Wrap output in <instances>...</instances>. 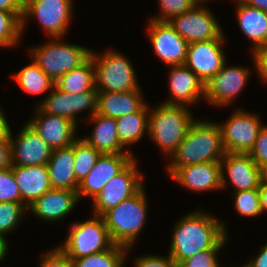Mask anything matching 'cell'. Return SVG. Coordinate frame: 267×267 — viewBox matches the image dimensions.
<instances>
[{"label": "cell", "instance_id": "3", "mask_svg": "<svg viewBox=\"0 0 267 267\" xmlns=\"http://www.w3.org/2000/svg\"><path fill=\"white\" fill-rule=\"evenodd\" d=\"M144 187L101 216L115 245L131 250L144 228L149 209Z\"/></svg>", "mask_w": 267, "mask_h": 267}, {"label": "cell", "instance_id": "14", "mask_svg": "<svg viewBox=\"0 0 267 267\" xmlns=\"http://www.w3.org/2000/svg\"><path fill=\"white\" fill-rule=\"evenodd\" d=\"M220 162L222 189H225L228 183L234 187V192L258 189L266 178V173L257 166L248 153L225 152Z\"/></svg>", "mask_w": 267, "mask_h": 267}, {"label": "cell", "instance_id": "12", "mask_svg": "<svg viewBox=\"0 0 267 267\" xmlns=\"http://www.w3.org/2000/svg\"><path fill=\"white\" fill-rule=\"evenodd\" d=\"M49 92L51 94L37 105L44 113L67 118L77 126L78 113L90 110L88 119L97 112V90L69 94L54 85Z\"/></svg>", "mask_w": 267, "mask_h": 267}, {"label": "cell", "instance_id": "23", "mask_svg": "<svg viewBox=\"0 0 267 267\" xmlns=\"http://www.w3.org/2000/svg\"><path fill=\"white\" fill-rule=\"evenodd\" d=\"M21 194V203L27 208L52 188L47 165H11Z\"/></svg>", "mask_w": 267, "mask_h": 267}, {"label": "cell", "instance_id": "7", "mask_svg": "<svg viewBox=\"0 0 267 267\" xmlns=\"http://www.w3.org/2000/svg\"><path fill=\"white\" fill-rule=\"evenodd\" d=\"M59 249L69 258L78 259L111 248L114 243L101 216L73 223Z\"/></svg>", "mask_w": 267, "mask_h": 267}, {"label": "cell", "instance_id": "26", "mask_svg": "<svg viewBox=\"0 0 267 267\" xmlns=\"http://www.w3.org/2000/svg\"><path fill=\"white\" fill-rule=\"evenodd\" d=\"M52 188L77 190L74 173V142L64 148L53 149L47 163Z\"/></svg>", "mask_w": 267, "mask_h": 267}, {"label": "cell", "instance_id": "16", "mask_svg": "<svg viewBox=\"0 0 267 267\" xmlns=\"http://www.w3.org/2000/svg\"><path fill=\"white\" fill-rule=\"evenodd\" d=\"M150 43L161 62L170 66L184 65L189 43L168 21L149 19Z\"/></svg>", "mask_w": 267, "mask_h": 267}, {"label": "cell", "instance_id": "24", "mask_svg": "<svg viewBox=\"0 0 267 267\" xmlns=\"http://www.w3.org/2000/svg\"><path fill=\"white\" fill-rule=\"evenodd\" d=\"M87 121L95 124V126H93L91 136L82 138L86 143L93 146L101 154H132V151L124 148L119 141L115 118L96 112Z\"/></svg>", "mask_w": 267, "mask_h": 267}, {"label": "cell", "instance_id": "39", "mask_svg": "<svg viewBox=\"0 0 267 267\" xmlns=\"http://www.w3.org/2000/svg\"><path fill=\"white\" fill-rule=\"evenodd\" d=\"M220 250H203L183 260L177 267H219L217 253Z\"/></svg>", "mask_w": 267, "mask_h": 267}, {"label": "cell", "instance_id": "21", "mask_svg": "<svg viewBox=\"0 0 267 267\" xmlns=\"http://www.w3.org/2000/svg\"><path fill=\"white\" fill-rule=\"evenodd\" d=\"M80 201L77 190L51 188L28 206V211L44 222L66 217Z\"/></svg>", "mask_w": 267, "mask_h": 267}, {"label": "cell", "instance_id": "40", "mask_svg": "<svg viewBox=\"0 0 267 267\" xmlns=\"http://www.w3.org/2000/svg\"><path fill=\"white\" fill-rule=\"evenodd\" d=\"M133 265L134 267H177V264L169 254L166 257L153 254L142 255L135 258Z\"/></svg>", "mask_w": 267, "mask_h": 267}, {"label": "cell", "instance_id": "32", "mask_svg": "<svg viewBox=\"0 0 267 267\" xmlns=\"http://www.w3.org/2000/svg\"><path fill=\"white\" fill-rule=\"evenodd\" d=\"M101 153L81 137L74 141V173L79 184L96 164Z\"/></svg>", "mask_w": 267, "mask_h": 267}, {"label": "cell", "instance_id": "18", "mask_svg": "<svg viewBox=\"0 0 267 267\" xmlns=\"http://www.w3.org/2000/svg\"><path fill=\"white\" fill-rule=\"evenodd\" d=\"M133 154H101L87 176L79 183V199L94 198L106 183L122 171L133 159Z\"/></svg>", "mask_w": 267, "mask_h": 267}, {"label": "cell", "instance_id": "42", "mask_svg": "<svg viewBox=\"0 0 267 267\" xmlns=\"http://www.w3.org/2000/svg\"><path fill=\"white\" fill-rule=\"evenodd\" d=\"M251 53L256 73L258 72L260 79L267 83V45L258 47Z\"/></svg>", "mask_w": 267, "mask_h": 267}, {"label": "cell", "instance_id": "44", "mask_svg": "<svg viewBox=\"0 0 267 267\" xmlns=\"http://www.w3.org/2000/svg\"><path fill=\"white\" fill-rule=\"evenodd\" d=\"M10 140L0 142V170L11 167Z\"/></svg>", "mask_w": 267, "mask_h": 267}, {"label": "cell", "instance_id": "17", "mask_svg": "<svg viewBox=\"0 0 267 267\" xmlns=\"http://www.w3.org/2000/svg\"><path fill=\"white\" fill-rule=\"evenodd\" d=\"M12 135L10 132L12 165H47L52 149L28 123L15 138Z\"/></svg>", "mask_w": 267, "mask_h": 267}, {"label": "cell", "instance_id": "6", "mask_svg": "<svg viewBox=\"0 0 267 267\" xmlns=\"http://www.w3.org/2000/svg\"><path fill=\"white\" fill-rule=\"evenodd\" d=\"M90 56L95 68V86L98 92H128L140 89L136 72L125 55L114 49Z\"/></svg>", "mask_w": 267, "mask_h": 267}, {"label": "cell", "instance_id": "20", "mask_svg": "<svg viewBox=\"0 0 267 267\" xmlns=\"http://www.w3.org/2000/svg\"><path fill=\"white\" fill-rule=\"evenodd\" d=\"M171 97L163 104L190 107L205 97V84L187 66H171L169 71Z\"/></svg>", "mask_w": 267, "mask_h": 267}, {"label": "cell", "instance_id": "29", "mask_svg": "<svg viewBox=\"0 0 267 267\" xmlns=\"http://www.w3.org/2000/svg\"><path fill=\"white\" fill-rule=\"evenodd\" d=\"M55 86L63 92L77 94L88 90H97L95 86V68L90 56L79 67L61 76Z\"/></svg>", "mask_w": 267, "mask_h": 267}, {"label": "cell", "instance_id": "27", "mask_svg": "<svg viewBox=\"0 0 267 267\" xmlns=\"http://www.w3.org/2000/svg\"><path fill=\"white\" fill-rule=\"evenodd\" d=\"M236 1L238 26L243 34L252 41V50L267 45V12Z\"/></svg>", "mask_w": 267, "mask_h": 267}, {"label": "cell", "instance_id": "45", "mask_svg": "<svg viewBox=\"0 0 267 267\" xmlns=\"http://www.w3.org/2000/svg\"><path fill=\"white\" fill-rule=\"evenodd\" d=\"M244 267H267V243L263 245L260 249V252L246 262Z\"/></svg>", "mask_w": 267, "mask_h": 267}, {"label": "cell", "instance_id": "22", "mask_svg": "<svg viewBox=\"0 0 267 267\" xmlns=\"http://www.w3.org/2000/svg\"><path fill=\"white\" fill-rule=\"evenodd\" d=\"M221 162H204L180 167L170 178L191 191L222 190Z\"/></svg>", "mask_w": 267, "mask_h": 267}, {"label": "cell", "instance_id": "34", "mask_svg": "<svg viewBox=\"0 0 267 267\" xmlns=\"http://www.w3.org/2000/svg\"><path fill=\"white\" fill-rule=\"evenodd\" d=\"M27 210L23 203L0 202V234L7 236L16 230Z\"/></svg>", "mask_w": 267, "mask_h": 267}, {"label": "cell", "instance_id": "36", "mask_svg": "<svg viewBox=\"0 0 267 267\" xmlns=\"http://www.w3.org/2000/svg\"><path fill=\"white\" fill-rule=\"evenodd\" d=\"M160 5L159 15L152 16L150 19L157 21H169L172 17L180 15L193 8L197 0H158Z\"/></svg>", "mask_w": 267, "mask_h": 267}, {"label": "cell", "instance_id": "25", "mask_svg": "<svg viewBox=\"0 0 267 267\" xmlns=\"http://www.w3.org/2000/svg\"><path fill=\"white\" fill-rule=\"evenodd\" d=\"M141 88L128 92H97V113L118 118L138 112L145 104Z\"/></svg>", "mask_w": 267, "mask_h": 267}, {"label": "cell", "instance_id": "13", "mask_svg": "<svg viewBox=\"0 0 267 267\" xmlns=\"http://www.w3.org/2000/svg\"><path fill=\"white\" fill-rule=\"evenodd\" d=\"M246 66H226L223 65L221 70L214 75L205 84L204 100L210 105L225 107L234 102L244 89L248 79L250 68Z\"/></svg>", "mask_w": 267, "mask_h": 267}, {"label": "cell", "instance_id": "1", "mask_svg": "<svg viewBox=\"0 0 267 267\" xmlns=\"http://www.w3.org/2000/svg\"><path fill=\"white\" fill-rule=\"evenodd\" d=\"M201 209L176 222L167 254L177 266L203 250H220L228 240L224 222Z\"/></svg>", "mask_w": 267, "mask_h": 267}, {"label": "cell", "instance_id": "46", "mask_svg": "<svg viewBox=\"0 0 267 267\" xmlns=\"http://www.w3.org/2000/svg\"><path fill=\"white\" fill-rule=\"evenodd\" d=\"M11 127L5 114L0 108V142L7 141L10 138Z\"/></svg>", "mask_w": 267, "mask_h": 267}, {"label": "cell", "instance_id": "2", "mask_svg": "<svg viewBox=\"0 0 267 267\" xmlns=\"http://www.w3.org/2000/svg\"><path fill=\"white\" fill-rule=\"evenodd\" d=\"M224 154L218 122L196 119L191 124L183 141L169 158L168 176L171 177L183 166L221 161Z\"/></svg>", "mask_w": 267, "mask_h": 267}, {"label": "cell", "instance_id": "11", "mask_svg": "<svg viewBox=\"0 0 267 267\" xmlns=\"http://www.w3.org/2000/svg\"><path fill=\"white\" fill-rule=\"evenodd\" d=\"M134 158L122 171L111 178L93 198V213L102 216L124 199L134 195L143 185V174L138 171Z\"/></svg>", "mask_w": 267, "mask_h": 267}, {"label": "cell", "instance_id": "33", "mask_svg": "<svg viewBox=\"0 0 267 267\" xmlns=\"http://www.w3.org/2000/svg\"><path fill=\"white\" fill-rule=\"evenodd\" d=\"M22 19L15 13L0 10V47H14L21 40Z\"/></svg>", "mask_w": 267, "mask_h": 267}, {"label": "cell", "instance_id": "37", "mask_svg": "<svg viewBox=\"0 0 267 267\" xmlns=\"http://www.w3.org/2000/svg\"><path fill=\"white\" fill-rule=\"evenodd\" d=\"M0 202L21 203V194L11 167L0 170Z\"/></svg>", "mask_w": 267, "mask_h": 267}, {"label": "cell", "instance_id": "47", "mask_svg": "<svg viewBox=\"0 0 267 267\" xmlns=\"http://www.w3.org/2000/svg\"><path fill=\"white\" fill-rule=\"evenodd\" d=\"M262 213L267 212V178H265L258 188Z\"/></svg>", "mask_w": 267, "mask_h": 267}, {"label": "cell", "instance_id": "49", "mask_svg": "<svg viewBox=\"0 0 267 267\" xmlns=\"http://www.w3.org/2000/svg\"><path fill=\"white\" fill-rule=\"evenodd\" d=\"M8 248L6 237L0 234V262L5 259L4 257L7 255Z\"/></svg>", "mask_w": 267, "mask_h": 267}, {"label": "cell", "instance_id": "10", "mask_svg": "<svg viewBox=\"0 0 267 267\" xmlns=\"http://www.w3.org/2000/svg\"><path fill=\"white\" fill-rule=\"evenodd\" d=\"M218 124L223 148L229 153H248L264 125L258 114L246 112L242 108L235 110L225 123Z\"/></svg>", "mask_w": 267, "mask_h": 267}, {"label": "cell", "instance_id": "43", "mask_svg": "<svg viewBox=\"0 0 267 267\" xmlns=\"http://www.w3.org/2000/svg\"><path fill=\"white\" fill-rule=\"evenodd\" d=\"M23 4L22 0H0V10L15 13L22 19Z\"/></svg>", "mask_w": 267, "mask_h": 267}, {"label": "cell", "instance_id": "35", "mask_svg": "<svg viewBox=\"0 0 267 267\" xmlns=\"http://www.w3.org/2000/svg\"><path fill=\"white\" fill-rule=\"evenodd\" d=\"M233 195L234 208L240 216L257 217L262 213L258 189L237 191Z\"/></svg>", "mask_w": 267, "mask_h": 267}, {"label": "cell", "instance_id": "48", "mask_svg": "<svg viewBox=\"0 0 267 267\" xmlns=\"http://www.w3.org/2000/svg\"><path fill=\"white\" fill-rule=\"evenodd\" d=\"M247 6L260 9L267 12V0H240Z\"/></svg>", "mask_w": 267, "mask_h": 267}, {"label": "cell", "instance_id": "15", "mask_svg": "<svg viewBox=\"0 0 267 267\" xmlns=\"http://www.w3.org/2000/svg\"><path fill=\"white\" fill-rule=\"evenodd\" d=\"M226 38H215L189 44L184 65L191 69L204 84L227 63L223 52Z\"/></svg>", "mask_w": 267, "mask_h": 267}, {"label": "cell", "instance_id": "38", "mask_svg": "<svg viewBox=\"0 0 267 267\" xmlns=\"http://www.w3.org/2000/svg\"><path fill=\"white\" fill-rule=\"evenodd\" d=\"M257 166L267 173V125L260 129L253 147L248 152Z\"/></svg>", "mask_w": 267, "mask_h": 267}, {"label": "cell", "instance_id": "5", "mask_svg": "<svg viewBox=\"0 0 267 267\" xmlns=\"http://www.w3.org/2000/svg\"><path fill=\"white\" fill-rule=\"evenodd\" d=\"M50 39V42L36 47L32 46L28 51L29 57L55 83L61 76L83 64L90 57L91 49L64 43L62 37Z\"/></svg>", "mask_w": 267, "mask_h": 267}, {"label": "cell", "instance_id": "28", "mask_svg": "<svg viewBox=\"0 0 267 267\" xmlns=\"http://www.w3.org/2000/svg\"><path fill=\"white\" fill-rule=\"evenodd\" d=\"M149 111L146 103L138 112L116 118L117 134L124 147L138 143L145 133L148 135Z\"/></svg>", "mask_w": 267, "mask_h": 267}, {"label": "cell", "instance_id": "8", "mask_svg": "<svg viewBox=\"0 0 267 267\" xmlns=\"http://www.w3.org/2000/svg\"><path fill=\"white\" fill-rule=\"evenodd\" d=\"M73 14V0H26L23 4L22 34L27 19L34 17L51 38L65 37Z\"/></svg>", "mask_w": 267, "mask_h": 267}, {"label": "cell", "instance_id": "41", "mask_svg": "<svg viewBox=\"0 0 267 267\" xmlns=\"http://www.w3.org/2000/svg\"><path fill=\"white\" fill-rule=\"evenodd\" d=\"M39 267H72L71 260L59 249H52L49 253L41 255Z\"/></svg>", "mask_w": 267, "mask_h": 267}, {"label": "cell", "instance_id": "4", "mask_svg": "<svg viewBox=\"0 0 267 267\" xmlns=\"http://www.w3.org/2000/svg\"><path fill=\"white\" fill-rule=\"evenodd\" d=\"M189 107L167 105L161 102L149 111L148 136L171 157L183 141L191 124L196 120Z\"/></svg>", "mask_w": 267, "mask_h": 267}, {"label": "cell", "instance_id": "19", "mask_svg": "<svg viewBox=\"0 0 267 267\" xmlns=\"http://www.w3.org/2000/svg\"><path fill=\"white\" fill-rule=\"evenodd\" d=\"M28 123L53 149L68 147L77 139V126L67 118L44 113L38 106Z\"/></svg>", "mask_w": 267, "mask_h": 267}, {"label": "cell", "instance_id": "50", "mask_svg": "<svg viewBox=\"0 0 267 267\" xmlns=\"http://www.w3.org/2000/svg\"><path fill=\"white\" fill-rule=\"evenodd\" d=\"M198 2H205L207 3L209 0H197Z\"/></svg>", "mask_w": 267, "mask_h": 267}, {"label": "cell", "instance_id": "31", "mask_svg": "<svg viewBox=\"0 0 267 267\" xmlns=\"http://www.w3.org/2000/svg\"><path fill=\"white\" fill-rule=\"evenodd\" d=\"M129 249L120 245L78 259H70L72 267H124Z\"/></svg>", "mask_w": 267, "mask_h": 267}, {"label": "cell", "instance_id": "30", "mask_svg": "<svg viewBox=\"0 0 267 267\" xmlns=\"http://www.w3.org/2000/svg\"><path fill=\"white\" fill-rule=\"evenodd\" d=\"M31 64L23 67L18 73L12 75L18 85L28 94H44L52 90L55 83L45 74L37 63L31 59Z\"/></svg>", "mask_w": 267, "mask_h": 267}, {"label": "cell", "instance_id": "9", "mask_svg": "<svg viewBox=\"0 0 267 267\" xmlns=\"http://www.w3.org/2000/svg\"><path fill=\"white\" fill-rule=\"evenodd\" d=\"M168 22L189 44L225 37L221 25L204 2H198L190 10L172 17Z\"/></svg>", "mask_w": 267, "mask_h": 267}]
</instances>
